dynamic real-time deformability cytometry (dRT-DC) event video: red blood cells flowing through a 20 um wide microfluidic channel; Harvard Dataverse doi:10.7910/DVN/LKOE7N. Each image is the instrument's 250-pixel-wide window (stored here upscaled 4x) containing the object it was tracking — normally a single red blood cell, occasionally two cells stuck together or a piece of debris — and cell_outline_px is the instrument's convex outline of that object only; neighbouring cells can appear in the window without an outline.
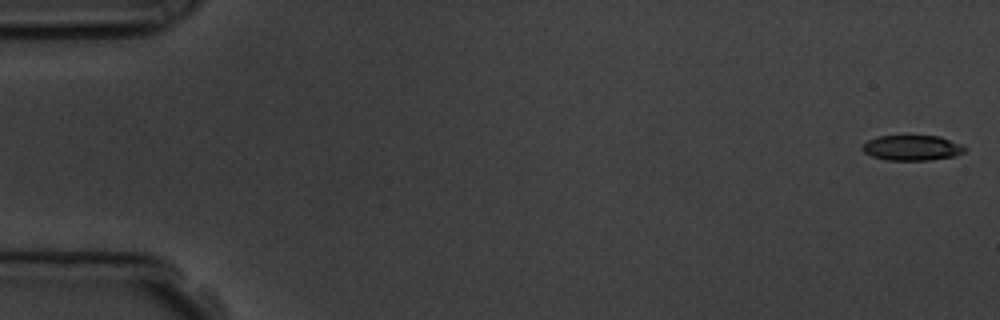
{"species": "common noctule bat (a hibernating species)", "species_latin": "Nyctalus noctula", "temperature_condition": "room temperature", "stored_images_in_passage": 54, "camera_frame_rate_fps": 3000, "um_per_image_px": 0.085, "animal": {"sex": "male", "body_mass_g": 19.5, "forearm_length_mm": 54.6}, "frame": {"image": 1, "passage_image": 1, "time_ms": 0.0, "image_size_px": [1000, 320], "cell_outline_px": [[968, 148], [964, 152], [956, 156], [928, 160], [888, 160], [872, 156], [864, 152], [860, 148], [868, 140], [876, 136], [940, 136], [964, 144]], "centroid_in_image_um": [77.58, 12.56], "position_along_channel_um": 7.4, "area_um2": 15.26}}
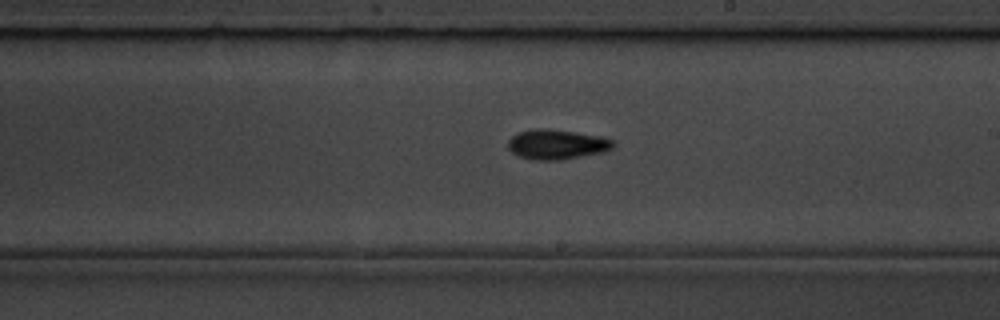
{"frame": {"image": 2, "passage_image": 31, "time_ms": 10.0, "image_size_px": [1000, 320], "cell_outline_px": [[616, 144], [612, 148], [604, 152], [560, 160], [532, 160], [520, 156], [512, 152], [508, 148], [508, 140], [516, 132], [536, 128], [544, 128], [576, 132], [600, 136], [616, 140]], "centroid_in_image_um": [47.34, 12.26], "position_along_channel_um": 241.7, "area_um2": 18.5}}
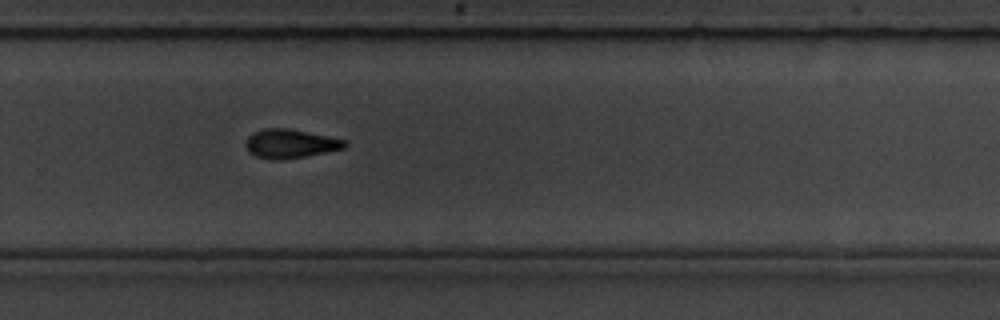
{"frame": {"image": 3, "passage_image": 36, "time_ms": 11.667, "image_size_px": [1000, 320], "cell_outline_px": [[348, 144], [344, 148], [284, 160], [268, 160], [256, 156], [248, 152], [248, 136], [252, 132], [264, 128], [288, 128], [348, 140]], "centroid_in_image_um": [24.68, 12.21], "position_along_channel_um": 305.1, "area_um2": 16.65}, "authors_computed_cell_mechanics": {"area_um2": 16.6464, "velocity_mm_per_s": 3.8183, "shape_relaxation_time_tau1_ms": 4.5552, "shape_relaxation_time_tau2_ms": 8.0763, "deformation_change_tau1": 0.1434, "deformation_change_tau2": 0.1626}}